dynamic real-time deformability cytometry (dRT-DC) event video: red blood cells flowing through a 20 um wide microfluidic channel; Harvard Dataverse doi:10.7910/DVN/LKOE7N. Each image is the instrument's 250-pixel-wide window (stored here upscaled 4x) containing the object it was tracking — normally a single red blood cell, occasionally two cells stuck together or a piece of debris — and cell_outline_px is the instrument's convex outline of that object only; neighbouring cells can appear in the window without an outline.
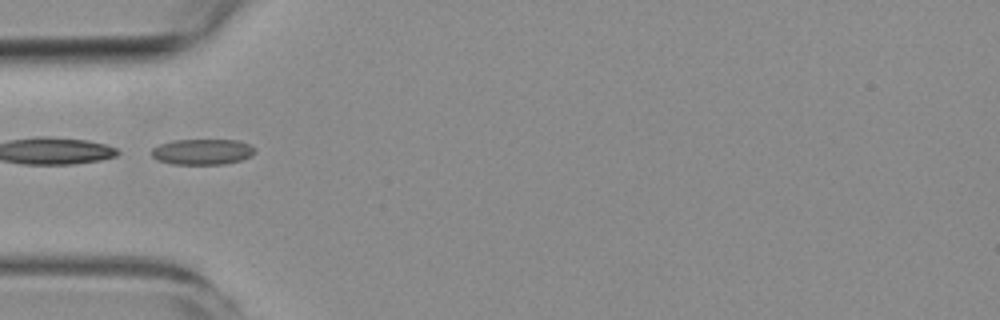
{"species": "common noctule bat (a hibernating species)", "species_latin": "Nyctalus noctula", "temperature_condition": "room temperature", "stored_images_in_passage": 7, "camera_frame_rate_fps": 3000, "um_per_image_px": 0.085, "animal": {"sex": "female", "body_mass_g": 19.3, "forearm_length_mm": 54.1}, "frame": {"image": 1, "passage_image": 5, "time_ms": 4.333, "image_size_px": [1000, 320], "cell_outline_px": [[256, 152], [252, 156], [240, 160], [224, 164], [172, 164], [156, 160], [152, 156], [152, 148], [160, 144], [172, 140], [236, 140], [248, 144], [256, 148]], "centroid_in_image_um": [17.2, 12.9], "position_along_channel_um": 67.8, "area_um2": 15.55}}
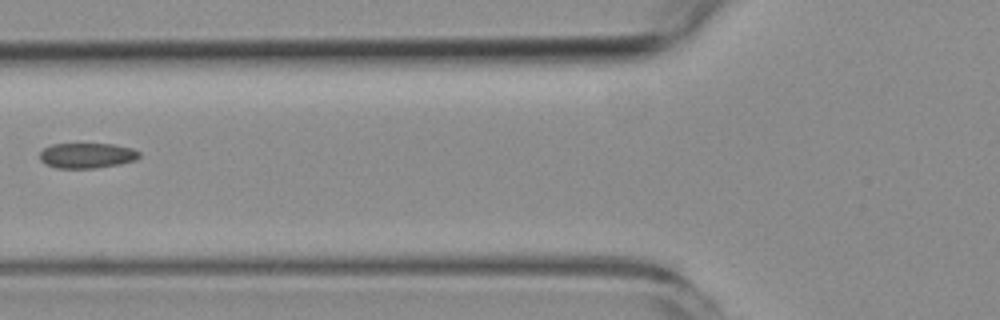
{"frame": {"image": 2, "passage_image": 6, "time_ms": 5.667, "image_size_px": [1000, 320], "cell_outline_px": [[140, 156], [136, 160], [120, 164], [96, 168], [56, 168], [44, 164], [40, 160], [40, 152], [44, 148], [52, 144], [112, 144], [132, 148], [140, 152]], "centroid_in_image_um": [7.39, 13.22], "position_along_channel_um": 118.4, "area_um2": 14.74}}
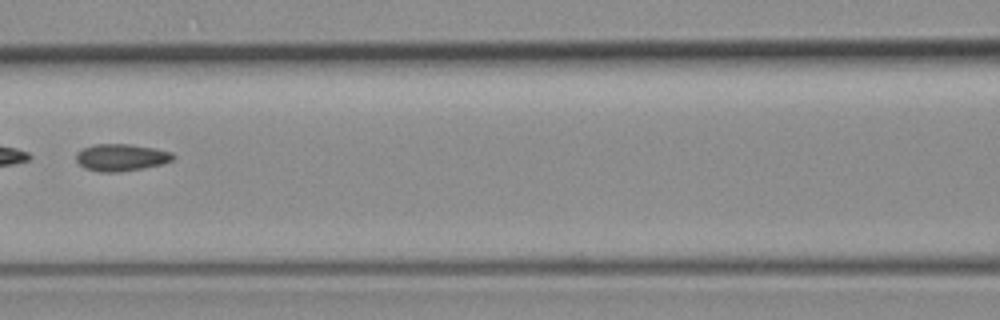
{"frame": {"image": 3, "passage_image": 7, "time_ms": 6.667, "image_size_px": [1000, 320], "cell_outline_px": [[176, 156], [172, 160], [160, 164], [144, 168], [120, 172], [100, 172], [84, 168], [76, 160], [76, 152], [84, 148], [96, 144], [128, 144], [156, 148], [172, 152]], "centroid_in_image_um": [10.3, 13.38], "position_along_channel_um": 156.3, "area_um2": 15.32}}